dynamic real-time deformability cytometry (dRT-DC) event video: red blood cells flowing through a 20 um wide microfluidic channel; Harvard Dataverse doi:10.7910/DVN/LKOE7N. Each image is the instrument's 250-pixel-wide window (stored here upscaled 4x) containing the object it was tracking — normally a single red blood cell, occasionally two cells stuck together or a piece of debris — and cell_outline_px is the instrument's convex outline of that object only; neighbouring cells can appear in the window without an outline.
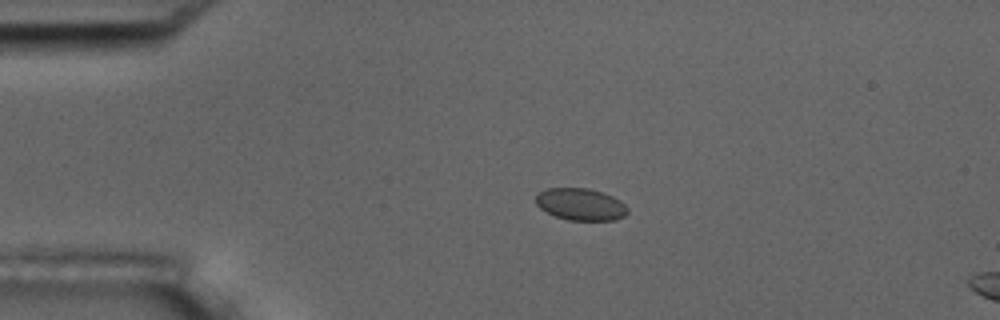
{"species": "common noctule bat (a hibernating species)", "species_latin": "Nyctalus noctula", "temperature_condition": "room temperature", "stored_images_in_passage": 4, "camera_frame_rate_fps": 3000, "um_per_image_px": 0.085, "animal": {"sex": "male", "body_mass_g": 17.5, "forearm_length_mm": 52.3}, "frame": {"image": 1, "passage_image": 3, "time_ms": 2.0, "image_size_px": [1000, 320], "cell_outline_px": [[628, 212], [624, 216], [616, 220], [568, 220], [556, 216], [540, 208], [536, 204], [536, 196], [540, 192], [548, 188], [588, 188], [604, 192], [620, 200], [628, 208]], "centroid_in_image_um": [49.38, 17.36], "position_along_channel_um": 35.6, "area_um2": 17.11}}